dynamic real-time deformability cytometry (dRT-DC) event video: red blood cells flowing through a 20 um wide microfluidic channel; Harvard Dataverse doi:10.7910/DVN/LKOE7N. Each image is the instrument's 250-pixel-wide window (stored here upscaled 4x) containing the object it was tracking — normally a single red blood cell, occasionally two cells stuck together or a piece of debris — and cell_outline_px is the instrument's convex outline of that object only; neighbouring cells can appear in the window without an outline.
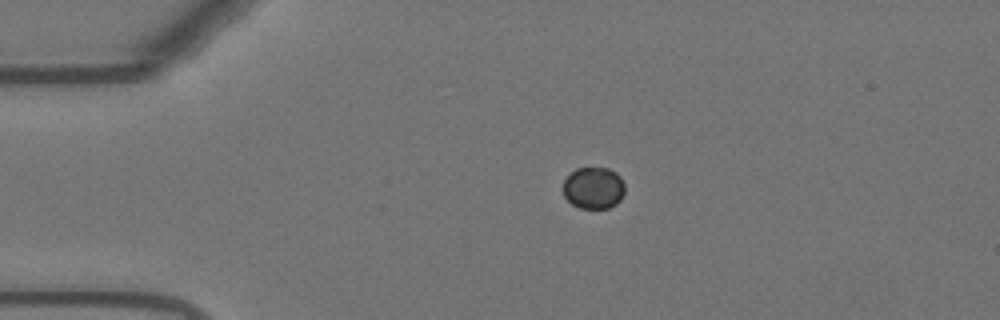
{"species": "Egyptian fruit bat (a non-hibernating species)", "species_latin": "Rousettus aegyptiacus", "temperature_condition": "warm", "stored_images_in_passage": 44, "camera_frame_rate_fps": 3000, "um_per_image_px": 0.085, "animal": {"sex": "female"}, "frame": {"image": 1, "passage_image": 1, "time_ms": 0.0, "image_size_px": [1000, 320], "cell_outline_px": [[624, 192], [620, 200], [616, 204], [608, 208], [580, 208], [572, 204], [564, 196], [564, 180], [576, 168], [608, 168], [616, 172], [620, 176], [624, 184]], "centroid_in_image_um": [50.47, 15.97], "position_along_channel_um": 34.5, "area_um2": 14.97}}
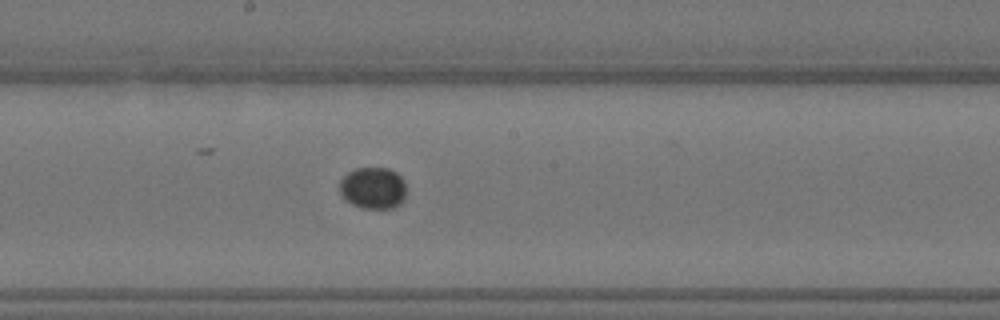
{"frame": {"image": 2, "passage_image": 19, "time_ms": 6.0, "image_size_px": [1000, 320], "cell_outline_px": [[404, 200], [400, 204], [392, 208], [360, 208], [344, 200], [340, 192], [340, 180], [348, 172], [356, 168], [388, 168], [396, 172], [404, 180]], "centroid_in_image_um": [31.69, 15.98], "position_along_channel_um": 216.5, "area_um2": 16.24}}
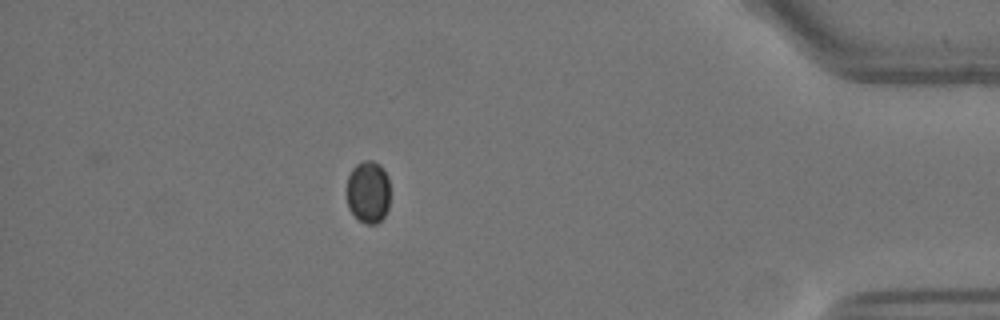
{"frame": {"image": 3, "passage_image": 38, "time_ms": 12.333, "image_size_px": [1000, 320], "cell_outline_px": [[388, 208], [384, 216], [376, 224], [364, 224], [348, 208], [348, 176], [352, 168], [356, 164], [364, 160], [372, 160], [380, 164], [384, 168], [388, 176]], "centroid_in_image_um": [31.3, 16.29], "position_along_channel_um": 403.9, "area_um2": 15.72}}